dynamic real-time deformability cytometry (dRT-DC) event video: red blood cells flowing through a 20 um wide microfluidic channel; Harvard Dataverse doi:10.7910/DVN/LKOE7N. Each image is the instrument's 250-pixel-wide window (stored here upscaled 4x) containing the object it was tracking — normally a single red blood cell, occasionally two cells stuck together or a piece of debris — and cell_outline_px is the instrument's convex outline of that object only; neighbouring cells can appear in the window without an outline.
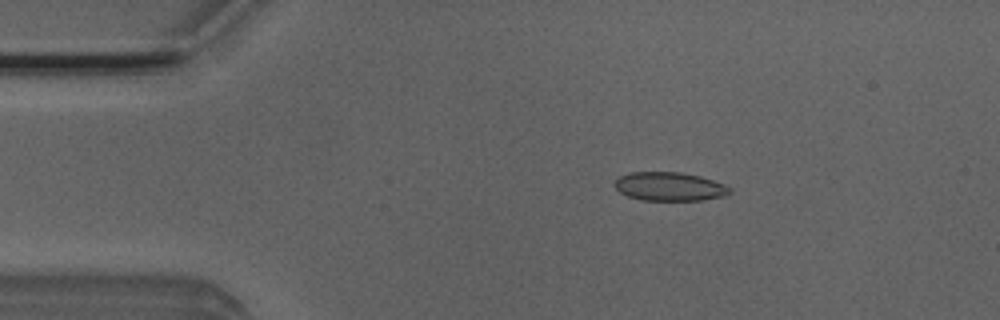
{"species": "Egyptian fruit bat (a non-hibernating species)", "species_latin": "Rousettus aegyptiacus", "temperature_condition": "room temperature", "stored_images_in_passage": 51, "camera_frame_rate_fps": 3000, "um_per_image_px": 0.085, "animal": {"sex": "male"}, "frame": {"image": 1, "passage_image": 9, "time_ms": 2.667, "image_size_px": [1000, 320], "cell_outline_px": [[732, 192], [724, 196], [700, 200], [640, 200], [628, 196], [620, 192], [612, 184], [620, 176], [632, 172], [680, 172], [700, 176], [724, 184], [732, 188]], "centroid_in_image_um": [56.91, 15.85], "position_along_channel_um": 28.1, "area_um2": 19.25}}
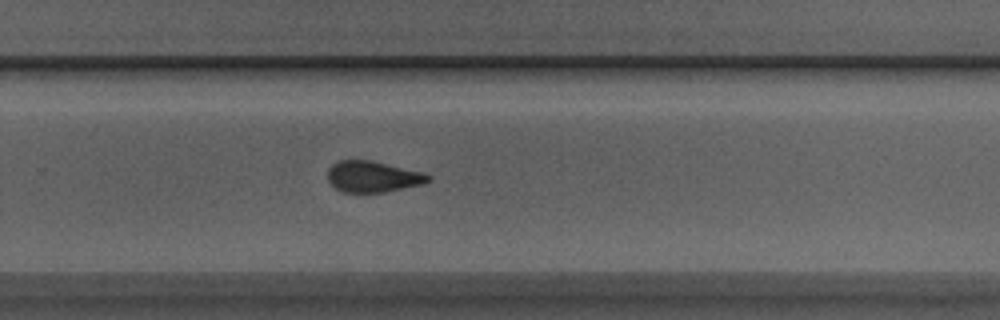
{"frame": {"image": 2, "passage_image": 33, "time_ms": 10.667, "image_size_px": [1000, 320], "cell_outline_px": [[432, 180], [424, 184], [384, 192], [344, 192], [336, 188], [328, 180], [328, 168], [332, 164], [340, 160], [372, 160], [424, 172], [432, 176]], "centroid_in_image_um": [31.74, 15.0], "position_along_channel_um": 298.1, "area_um2": 18.38}}
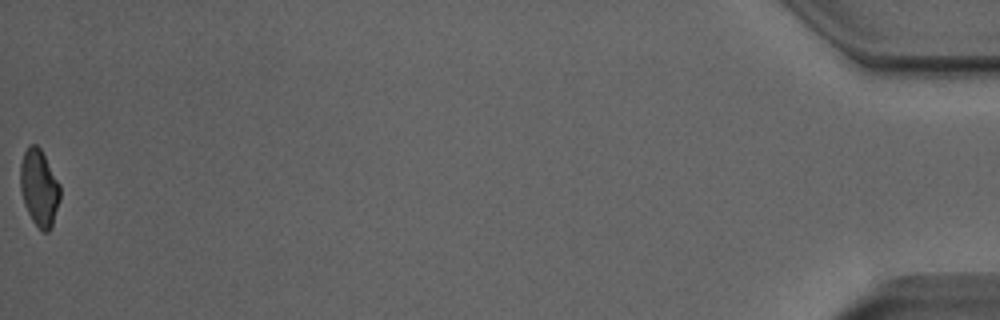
{"frame": {"image": 3, "passage_image": 51, "time_ms": 16.667, "image_size_px": [1000, 320], "cell_outline_px": [[60, 200], [52, 224], [48, 232], [44, 232], [32, 220], [24, 204], [20, 188], [20, 164], [24, 152], [28, 144], [36, 144], [40, 148], [60, 184]], "centroid_in_image_um": [3.32, 15.93], "position_along_channel_um": 431.9, "area_um2": 17.69}, "authors_computed_cell_mechanics": {"area_um2": 19.2474, "velocity_mm_per_s": 4.0295, "shape_relaxation_time_tau1_ms": 6.8117, "shape_relaxation_time_tau2_ms": 1.3793, "deformation_change_tau1": 0.1458, "deformation_change_tau2": 0.0571}}